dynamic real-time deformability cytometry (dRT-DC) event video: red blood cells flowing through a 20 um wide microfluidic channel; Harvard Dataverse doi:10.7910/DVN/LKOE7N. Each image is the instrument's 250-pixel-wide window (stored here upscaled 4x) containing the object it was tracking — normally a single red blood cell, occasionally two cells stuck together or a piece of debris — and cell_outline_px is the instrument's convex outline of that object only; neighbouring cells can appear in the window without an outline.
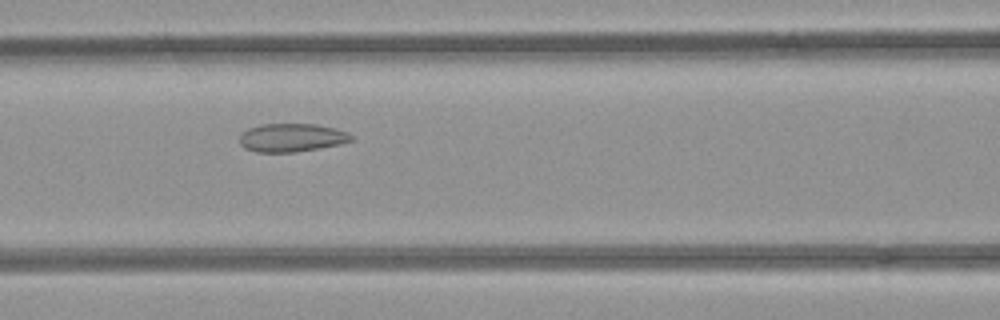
{"species": "common noctule bat (a hibernating species)", "species_latin": "Nyctalus noctula", "temperature_condition": "room temperature", "stored_images_in_passage": 34, "camera_frame_rate_fps": 3000, "um_per_image_px": 0.085, "animal": {"sex": "female", "body_mass_g": 21.9}, "frame": {"image": 1, "passage_image": 11, "time_ms": 3.333, "image_size_px": [1000, 320], "cell_outline_px": [[352, 140], [340, 144], [292, 152], [256, 152], [244, 148], [240, 144], [240, 136], [248, 128], [260, 124], [316, 124], [348, 132], [352, 136]], "centroid_in_image_um": [24.76, 11.69], "position_along_channel_um": 141.8, "area_um2": 18.21}}
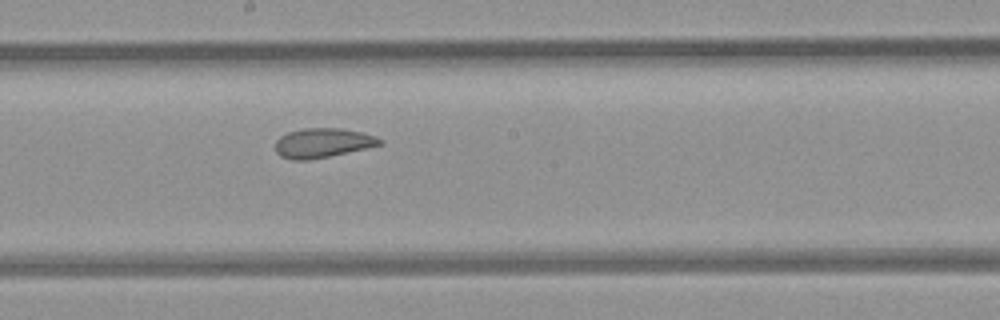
{"frame": {"image": 2, "passage_image": 17, "time_ms": 5.333, "image_size_px": [1000, 320], "cell_outline_px": [[384, 144], [328, 156], [308, 160], [292, 160], [280, 156], [276, 152], [276, 140], [280, 136], [288, 132], [304, 128], [340, 128], [360, 132], [376, 136], [384, 140]], "centroid_in_image_um": [27.42, 12.14], "position_along_channel_um": 220.8, "area_um2": 17.86}}
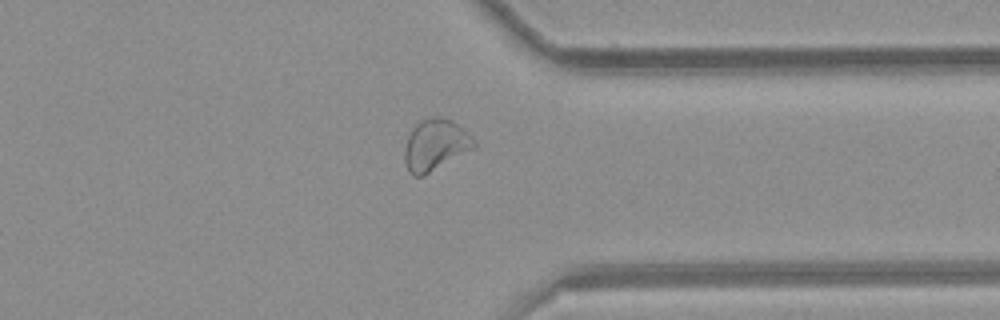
{"frame": {"image": 3, "passage_image": 29, "time_ms": 9.333, "image_size_px": [1000, 320], "cell_outline_px": [[476, 148], [420, 176], [412, 176], [408, 172], [404, 160], [404, 152], [408, 136], [412, 128], [420, 120], [432, 116], [444, 116], [452, 120], [464, 128], [476, 140]], "centroid_in_image_um": [37.02, 12.28], "position_along_channel_um": 374.4, "area_um2": 20.92}, "authors_computed_cell_mechanics": {"area_um2": 18.785, "velocity_mm_per_s": 3.9426, "shape_relaxation_time_tau1_ms": null, "shape_relaxation_time_tau2_ms": 1.9558, "deformation_change_tau1": null, "deformation_change_tau2": 0.0841}}